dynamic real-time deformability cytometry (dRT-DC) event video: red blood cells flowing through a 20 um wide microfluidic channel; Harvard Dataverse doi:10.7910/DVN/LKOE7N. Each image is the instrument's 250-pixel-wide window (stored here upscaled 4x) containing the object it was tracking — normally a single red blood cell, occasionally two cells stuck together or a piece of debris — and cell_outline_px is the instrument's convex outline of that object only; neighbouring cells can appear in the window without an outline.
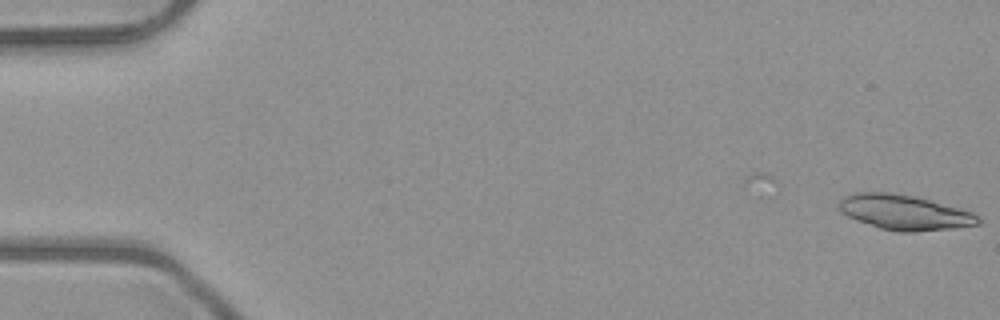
{"species": "common noctule bat (a hibernating species)", "species_latin": "Nyctalus noctula", "temperature_condition": "room temperature", "stored_images_in_passage": 8, "camera_frame_rate_fps": 3000, "um_per_image_px": 0.085, "animal": {"sex": "male", "body_mass_g": 23.1, "forearm_length_mm": 52.7}, "frame": {"image": 1, "passage_image": 8, "time_ms": 2.333, "image_size_px": [1000, 320], "cell_outline_px": [[980, 224], [948, 228], [912, 232], [896, 232], [880, 228], [848, 216], [840, 212], [840, 200], [844, 196], [856, 192], [892, 192], [912, 196], [928, 200], [972, 212], [980, 220]], "centroid_in_image_um": [76.83, 18.04], "position_along_channel_um": 8.2, "area_um2": 27.8}}